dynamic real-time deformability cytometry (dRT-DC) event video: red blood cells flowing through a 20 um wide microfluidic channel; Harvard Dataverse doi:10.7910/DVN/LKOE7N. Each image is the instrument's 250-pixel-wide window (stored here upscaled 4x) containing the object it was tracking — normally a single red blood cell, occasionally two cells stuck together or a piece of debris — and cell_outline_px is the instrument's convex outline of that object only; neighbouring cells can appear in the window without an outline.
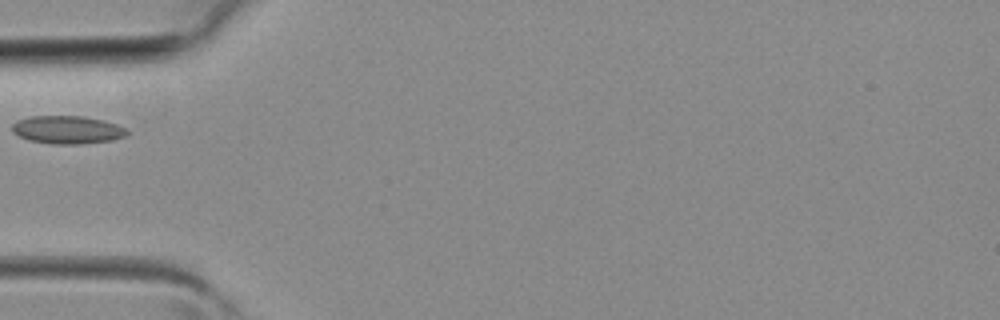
{"species": "common noctule bat (a hibernating species)", "species_latin": "Nyctalus noctula", "temperature_condition": "room temperature", "stored_images_in_passage": 2, "camera_frame_rate_fps": 3000, "um_per_image_px": 0.085, "animal": {"sex": "female", "body_mass_g": 19.3, "forearm_length_mm": 54.1}, "frame": {"image": 1, "passage_image": 2, "time_ms": 0.333, "image_size_px": [1000, 320], "cell_outline_px": [[128, 136], [112, 140], [76, 144], [52, 144], [28, 140], [12, 132], [12, 124], [16, 120], [28, 116], [84, 116], [104, 120], [116, 124], [124, 128], [128, 132]], "centroid_in_image_um": [5.71, 11.02], "position_along_channel_um": 79.3, "area_um2": 18.84}}